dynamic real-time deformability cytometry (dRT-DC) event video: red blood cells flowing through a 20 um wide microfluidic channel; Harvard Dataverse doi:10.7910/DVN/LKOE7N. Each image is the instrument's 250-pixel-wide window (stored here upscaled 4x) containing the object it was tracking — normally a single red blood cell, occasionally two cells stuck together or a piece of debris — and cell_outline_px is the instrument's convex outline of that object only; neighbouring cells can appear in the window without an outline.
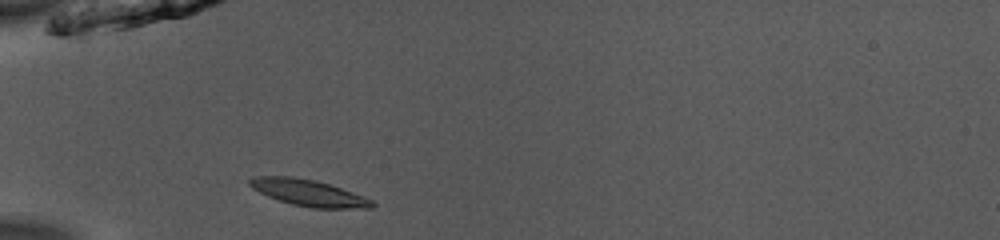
{"species": "common noctule bat (a hibernating species)", "species_latin": "Nyctalus noctula", "temperature_condition": "room temperature", "stored_images_in_passage": 36, "camera_frame_rate_fps": 3000, "um_per_image_px": 0.085, "animal": {"sex": "male", "body_mass_g": 13.0, "forearm_length_mm": 53.1}, "frame": {"image": 1, "passage_image": 1, "time_ms": 0.0, "image_size_px": [1000, 240], "cell_outline_px": [[376, 204], [372, 208], [312, 208], [292, 204], [268, 196], [252, 188], [248, 184], [248, 180], [252, 176], [292, 176], [312, 180], [328, 184], [364, 196], [372, 200]], "centroid_in_image_um": [26.21, 16.39], "position_along_channel_um": 58.8, "area_um2": 18.67}}
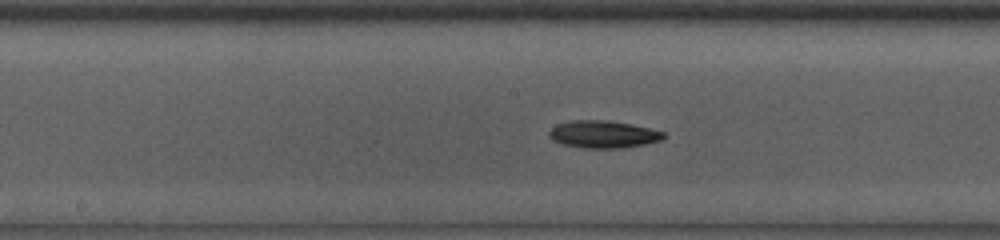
{"frame": {"image": 2, "passage_image": 12, "time_ms": 3.667, "image_size_px": [1000, 240], "cell_outline_px": [[668, 136], [660, 140], [644, 144], [624, 148], [584, 148], [564, 144], [552, 140], [548, 136], [548, 132], [556, 124], [572, 120], [608, 120], [632, 124], [664, 132]], "centroid_in_image_um": [51.27, 11.41], "position_along_channel_um": 196.9, "area_um2": 18.32}}
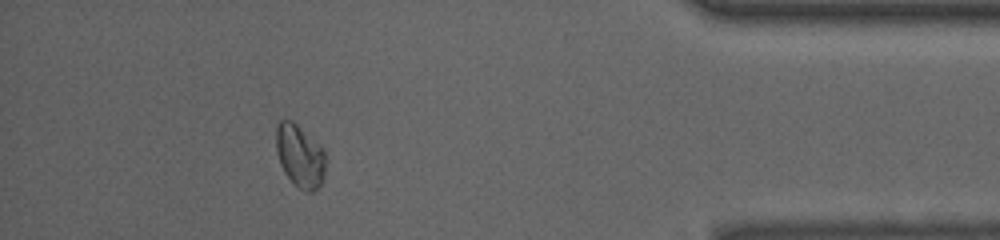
{"frame": {"image": 3, "passage_image": 31, "time_ms": 10.0, "image_size_px": [1000, 240], "cell_outline_px": [[324, 176], [320, 184], [312, 192], [304, 192], [284, 172], [280, 164], [276, 148], [276, 128], [280, 120], [292, 120], [324, 152]], "centroid_in_image_um": [25.45, 13.27], "position_along_channel_um": 409.7, "area_um2": 17.4}, "authors_computed_cell_mechanics": {"area_um2": 17.7446, "velocity_mm_per_s": 3.9525, "shape_relaxation_time_tau1_ms": 1.9299, "shape_relaxation_time_tau2_ms": null, "deformation_change_tau1": 0.0815, "deformation_change_tau2": null}}